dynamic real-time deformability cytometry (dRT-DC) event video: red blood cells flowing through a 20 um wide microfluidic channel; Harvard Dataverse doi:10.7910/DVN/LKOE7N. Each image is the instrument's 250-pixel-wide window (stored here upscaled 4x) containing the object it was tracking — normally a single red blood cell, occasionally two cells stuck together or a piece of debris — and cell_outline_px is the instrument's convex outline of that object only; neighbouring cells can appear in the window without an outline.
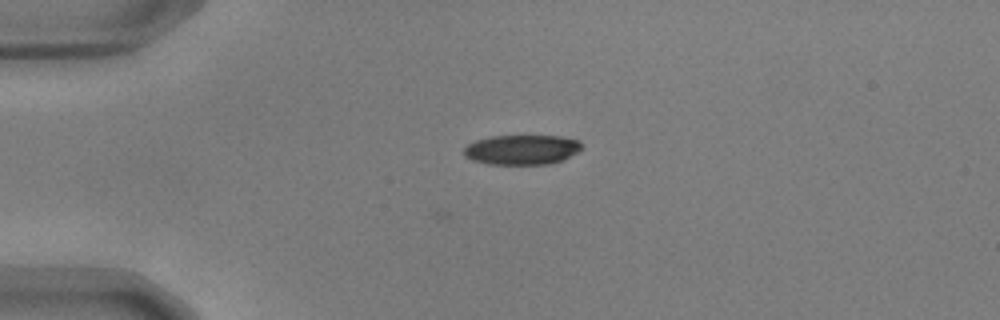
{"species": "common noctule bat (a hibernating species)", "species_latin": "Nyctalus noctula", "temperature_condition": "warm", "stored_images_in_passage": 8, "camera_frame_rate_fps": 3000, "um_per_image_px": 0.085, "animal": {"sex": "male", "body_mass_g": 17.9, "forearm_length_mm": 54.2}, "frame": {"image": 1, "passage_image": 1, "time_ms": 0.0, "image_size_px": [1000, 320], "cell_outline_px": [[580, 148], [576, 152], [552, 164], [488, 164], [472, 160], [464, 156], [464, 148], [468, 144], [476, 140], [492, 136], [560, 136], [580, 140]], "centroid_in_image_um": [44.32, 12.72], "position_along_channel_um": 40.7, "area_um2": 20.29}}
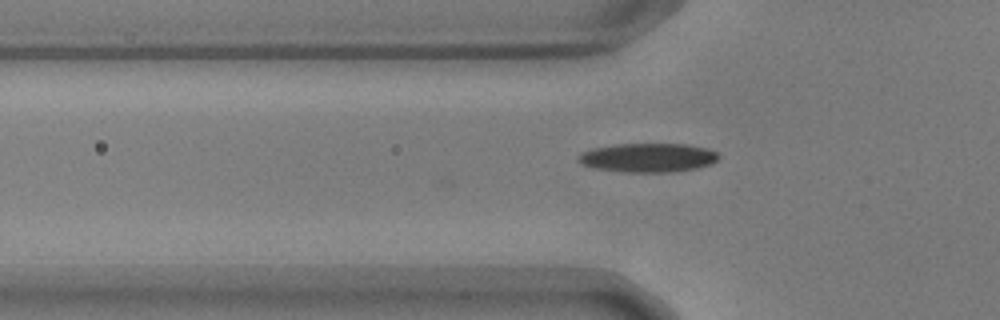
{"frame": {"image": 2, "passage_image": 6, "time_ms": 1.667, "image_size_px": [1000, 320], "cell_outline_px": [[720, 156], [712, 164], [696, 168], [672, 172], [624, 172], [596, 168], [584, 164], [576, 160], [576, 156], [580, 152], [592, 148], [616, 144], [688, 144], [708, 148], [716, 152]], "centroid_in_image_um": [55.07, 13.39], "position_along_channel_um": 70.7, "area_um2": 23.81}}